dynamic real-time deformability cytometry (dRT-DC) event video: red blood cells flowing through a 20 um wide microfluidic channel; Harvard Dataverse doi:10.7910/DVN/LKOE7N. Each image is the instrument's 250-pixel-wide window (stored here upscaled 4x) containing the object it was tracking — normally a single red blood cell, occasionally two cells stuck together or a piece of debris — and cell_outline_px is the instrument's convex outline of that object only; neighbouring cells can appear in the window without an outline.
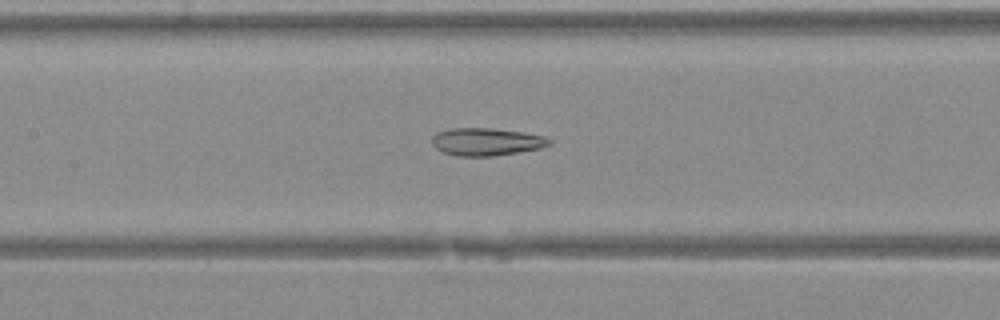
{"species": "Egyptian fruit bat (a non-hibernating species)", "species_latin": "Rousettus aegyptiacus", "temperature_condition": "warm", "stored_images_in_passage": 32, "camera_frame_rate_fps": 3000, "um_per_image_px": 0.085, "animal": {"sex": "female"}, "frame": {"image": 1, "passage_image": 11, "time_ms": 3.333, "image_size_px": [1000, 320], "cell_outline_px": [[552, 144], [540, 148], [492, 156], [456, 156], [444, 152], [436, 148], [432, 144], [432, 136], [436, 132], [452, 128], [492, 128], [520, 132], [544, 136], [552, 140]], "centroid_in_image_um": [41.32, 12.04], "position_along_channel_um": 166.1, "area_um2": 18.79}}
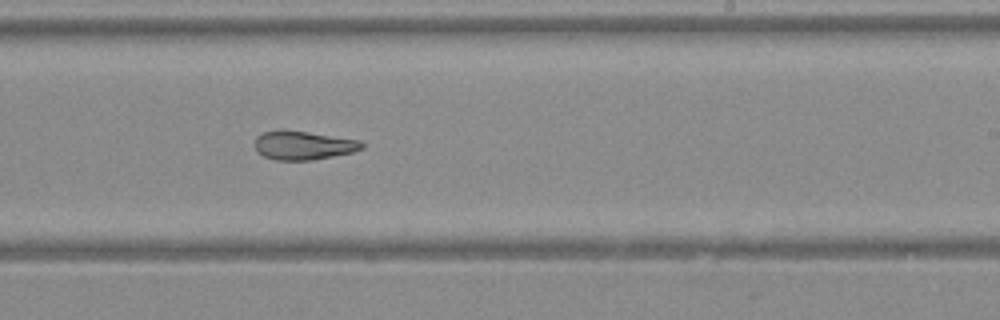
{"frame": {"image": 2, "passage_image": 17, "time_ms": 5.333, "image_size_px": [1000, 320], "cell_outline_px": [[364, 148], [352, 152], [312, 160], [276, 160], [264, 156], [256, 152], [256, 136], [264, 132], [308, 132], [360, 140], [364, 144]], "centroid_in_image_um": [25.82, 12.38], "position_along_channel_um": 263.2, "area_um2": 17.4}}
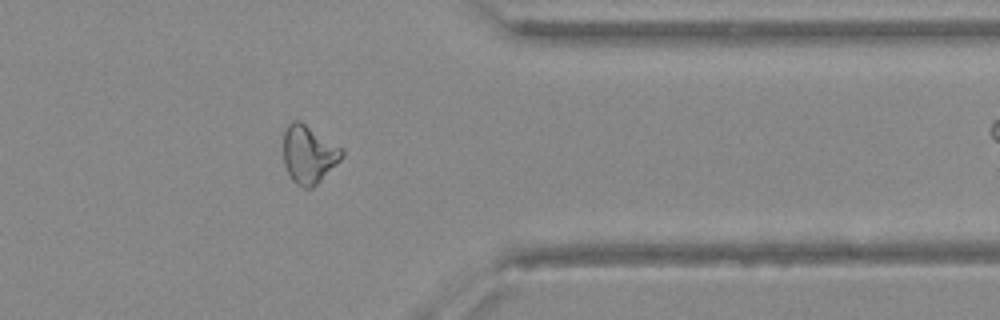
{"frame": {"image": 3, "passage_image": 25, "time_ms": 8.0, "image_size_px": [1000, 320], "cell_outline_px": [[344, 156], [312, 188], [304, 188], [296, 184], [292, 180], [284, 164], [284, 132], [288, 124], [292, 120], [300, 120], [344, 148]], "centroid_in_image_um": [26.25, 13.09], "position_along_channel_um": 385.1, "area_um2": 19.83}}